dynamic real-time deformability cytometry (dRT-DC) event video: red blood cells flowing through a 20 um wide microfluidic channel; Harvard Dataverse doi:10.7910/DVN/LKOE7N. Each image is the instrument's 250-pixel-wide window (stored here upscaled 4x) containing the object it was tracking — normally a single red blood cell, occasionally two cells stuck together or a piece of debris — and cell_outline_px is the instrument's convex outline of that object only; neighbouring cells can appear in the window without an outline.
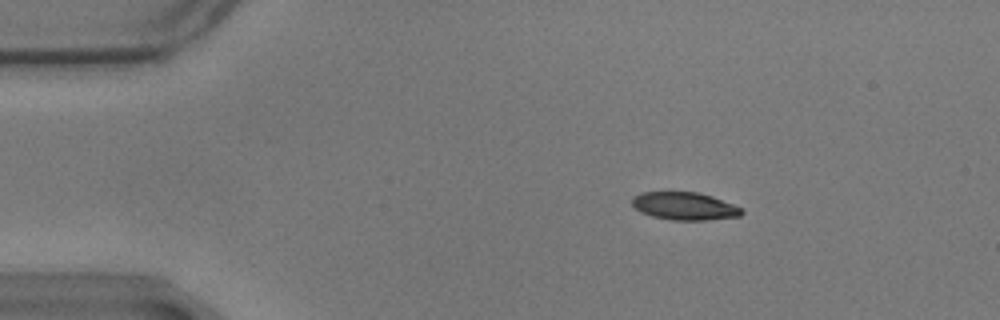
{"species": "common noctule bat (a hibernating species)", "species_latin": "Nyctalus noctula", "temperature_condition": "warm", "stored_images_in_passage": 50, "camera_frame_rate_fps": 3000, "um_per_image_px": 0.085, "animal": {"sex": "male", "body_mass_g": 17.9}, "frame": {"image": 1, "passage_image": 1, "time_ms": 0.0, "image_size_px": [1000, 320], "cell_outline_px": [[744, 212], [740, 216], [704, 220], [672, 220], [652, 216], [640, 212], [632, 204], [632, 196], [644, 192], [696, 192], [712, 196], [744, 208]], "centroid_in_image_um": [58.2, 17.52], "position_along_channel_um": 26.8, "area_um2": 17.74}}
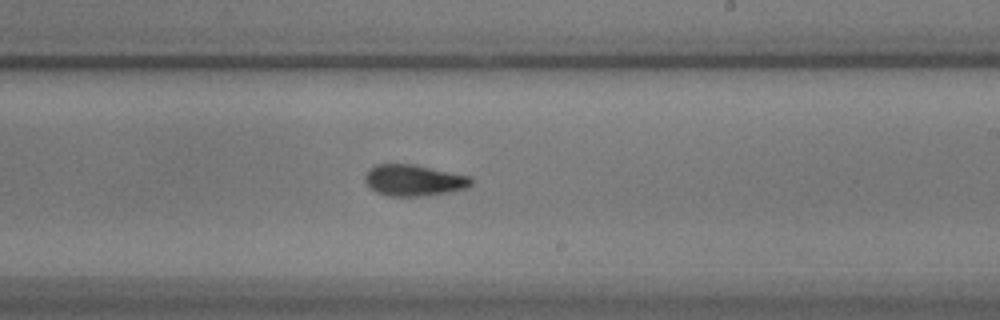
{"frame": {"image": 2, "passage_image": 26, "time_ms": 8.333, "image_size_px": [1000, 320], "cell_outline_px": [[472, 184], [464, 188], [444, 192], [420, 196], [388, 196], [376, 192], [368, 188], [364, 180], [364, 176], [368, 168], [376, 164], [416, 164], [472, 176]], "centroid_in_image_um": [35.12, 15.3], "position_along_channel_um": 253.9, "area_um2": 19.54}}
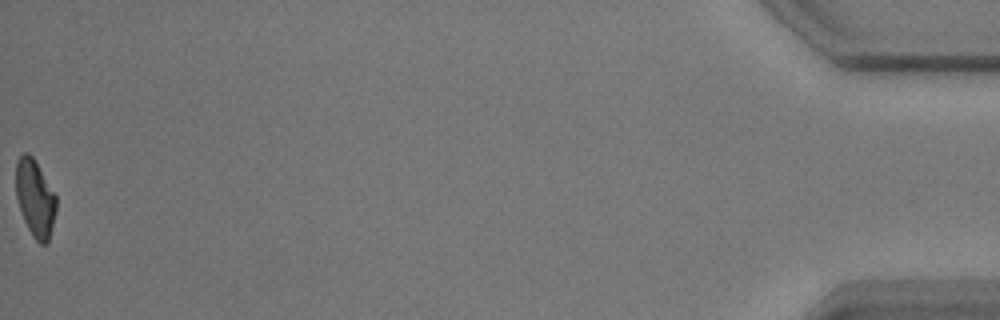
{"frame": {"image": 3, "passage_image": 50, "time_ms": 16.333, "image_size_px": [1000, 320], "cell_outline_px": [[56, 212], [48, 240], [44, 244], [40, 244], [32, 236], [24, 220], [16, 196], [16, 160], [24, 152], [28, 152], [32, 156], [56, 196]], "centroid_in_image_um": [2.97, 16.84], "position_along_channel_um": 432.2, "area_um2": 17.8}, "authors_computed_cell_mechanics": {"area_um2": 19.2474, "velocity_mm_per_s": 3.4669, "shape_relaxation_time_tau1_ms": 5.9519, "shape_relaxation_time_tau2_ms": 2.7535, "deformation_change_tau1": 0.168, "deformation_change_tau2": 0.0947}}